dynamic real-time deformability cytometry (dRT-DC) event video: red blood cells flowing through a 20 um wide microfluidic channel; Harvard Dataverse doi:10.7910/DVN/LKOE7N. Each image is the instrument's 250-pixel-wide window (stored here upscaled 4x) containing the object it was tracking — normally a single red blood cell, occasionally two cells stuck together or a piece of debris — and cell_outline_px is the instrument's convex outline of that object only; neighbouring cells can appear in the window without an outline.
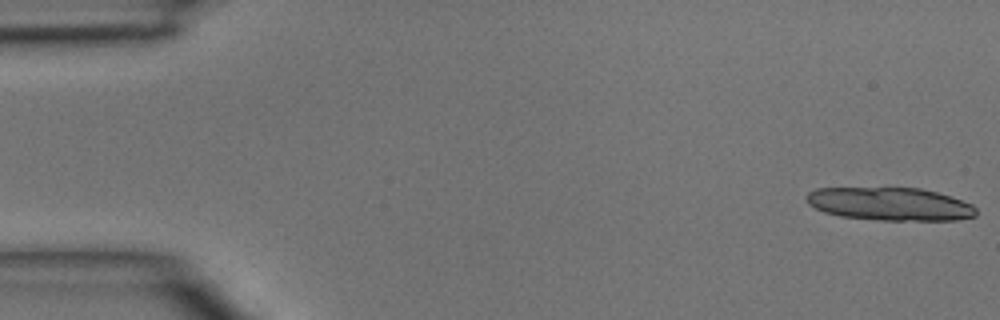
{"species": "common noctule bat (a hibernating species)", "species_latin": "Nyctalus noctula", "temperature_condition": "room temperature", "stored_images_in_passage": 16, "camera_frame_rate_fps": 3000, "um_per_image_px": 0.085, "animal": {"sex": "male", "body_mass_g": 15.6}, "frame": {"image": 1, "passage_image": 1, "time_ms": 0.0, "image_size_px": [1000, 320], "cell_outline_px": [[976, 216], [956, 220], [880, 220], [840, 216], [824, 212], [808, 204], [804, 196], [808, 192], [816, 188], [920, 188], [936, 192], [972, 204], [976, 208]], "centroid_in_image_um": [75.61, 17.34], "position_along_channel_um": 9.4, "area_um2": 32.6}}
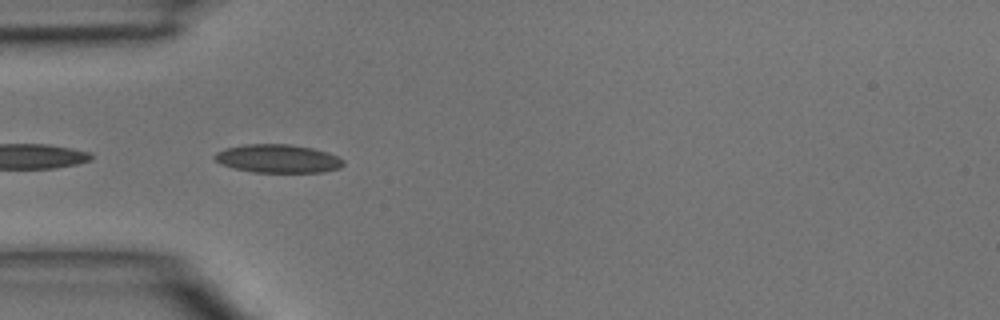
{"frame": {"image": 2, "passage_image": 14, "time_ms": 4.333, "image_size_px": [1000, 320], "cell_outline_px": [[344, 164], [340, 168], [324, 172], [252, 172], [220, 164], [212, 156], [216, 152], [224, 148], [244, 144], [288, 144], [312, 148], [328, 152], [344, 160]], "centroid_in_image_um": [23.61, 13.48], "position_along_channel_um": 61.4, "area_um2": 21.33}}